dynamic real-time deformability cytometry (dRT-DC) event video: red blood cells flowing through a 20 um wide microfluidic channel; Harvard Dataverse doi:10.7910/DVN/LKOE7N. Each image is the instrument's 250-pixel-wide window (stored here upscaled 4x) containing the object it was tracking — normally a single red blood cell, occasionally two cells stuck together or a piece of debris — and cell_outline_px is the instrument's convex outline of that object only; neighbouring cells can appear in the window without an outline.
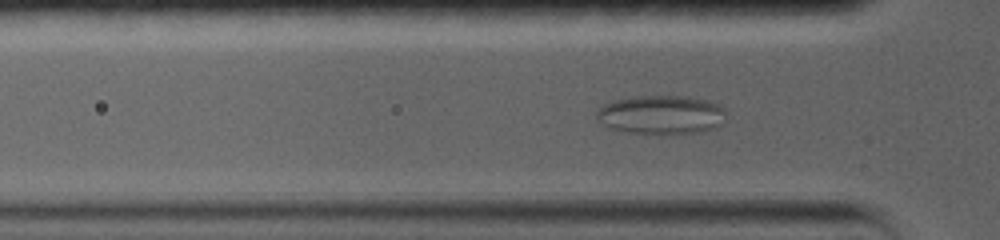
{"species": "common noctule bat (a hibernating species)", "species_latin": "Nyctalus noctula", "temperature_condition": "warm", "stored_images_in_passage": 80, "segment_of_instrument_passage": [1, 2], "camera_frame_rate_fps": 5000, "um_per_image_px": 0.085, "animal": {"sex": "female", "body_mass_g": 19.0, "forearm_length_mm": 56.7}, "frame": {"image": 1, "passage_image": 21, "time_ms": 4.0, "image_size_px": [1000, 240], "cell_outline_px": [[724, 112], [720, 124], [712, 128], [700, 132], [664, 136], [628, 132], [608, 128], [600, 124], [596, 120], [596, 112], [604, 104], [616, 100], [636, 96], [688, 96], [708, 100], [724, 108]], "centroid_in_image_um": [56.15, 9.78], "position_along_channel_um": 69.7, "area_um2": 29.77}}
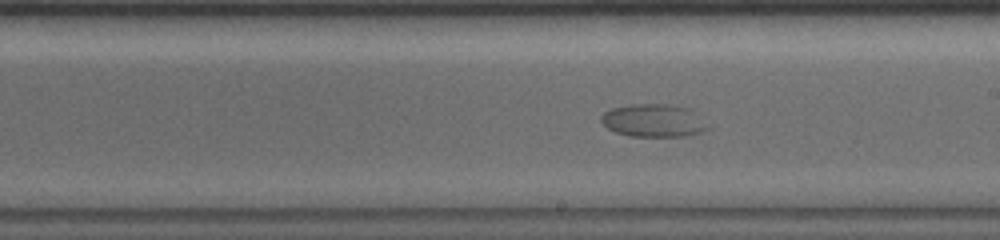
{"frame": {"image": 2, "passage_image": 45, "time_ms": 8.8, "image_size_px": [1000, 240], "cell_outline_px": [[712, 124], [704, 132], [684, 136], [632, 136], [616, 132], [608, 128], [600, 120], [600, 116], [604, 112], [612, 108], [632, 104], [668, 104], [692, 108]], "centroid_in_image_um": [55.65, 10.23], "position_along_channel_um": 233.3, "area_um2": 20.87}}
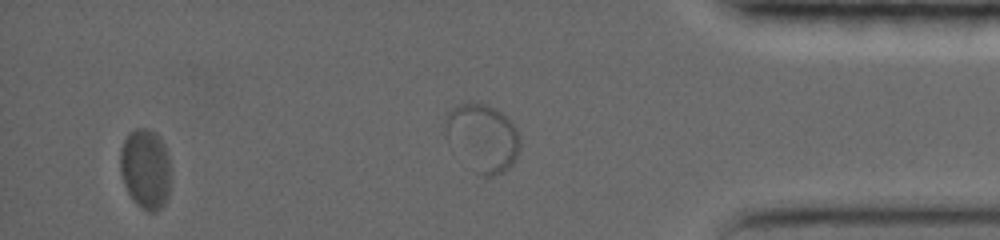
{"frame": {"image": 3, "passage_image": 71, "time_ms": 14.0, "image_size_px": [1000, 240], "cell_outline_px": [[168, 196], [164, 204], [156, 212], [148, 212], [136, 204], [128, 192], [124, 184], [120, 172], [120, 148], [124, 140], [136, 128], [148, 128], [160, 136], [168, 152]], "centroid_in_image_um": [12.35, 14.35], "position_along_channel_um": 422.9, "area_um2": 23.47}}